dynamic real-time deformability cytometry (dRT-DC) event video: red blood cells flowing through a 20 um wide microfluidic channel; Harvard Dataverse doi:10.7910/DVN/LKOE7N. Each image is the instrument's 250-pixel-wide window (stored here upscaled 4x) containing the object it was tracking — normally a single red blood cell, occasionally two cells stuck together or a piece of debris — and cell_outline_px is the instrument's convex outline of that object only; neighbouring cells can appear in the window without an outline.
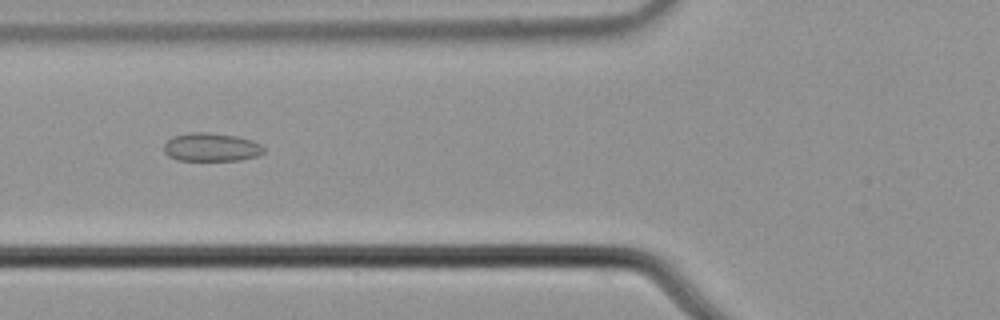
{"species": "common noctule bat (a hibernating species)", "species_latin": "Nyctalus noctula", "temperature_condition": "cold", "stored_images_in_passage": 7, "camera_frame_rate_fps": 3000, "um_per_image_px": 0.085, "animal": {"sex": "male", "body_mass_g": 21.5, "forearm_length_mm": 52.0}, "frame": {"image": 1, "passage_image": 6, "time_ms": 1.667, "image_size_px": [1000, 320], "cell_outline_px": [[264, 152], [256, 156], [240, 160], [176, 160], [168, 156], [164, 152], [164, 144], [172, 136], [188, 132], [208, 132], [236, 136], [252, 140], [260, 144], [264, 148]], "centroid_in_image_um": [17.93, 12.5], "position_along_channel_um": 107.9, "area_um2": 16.59}}
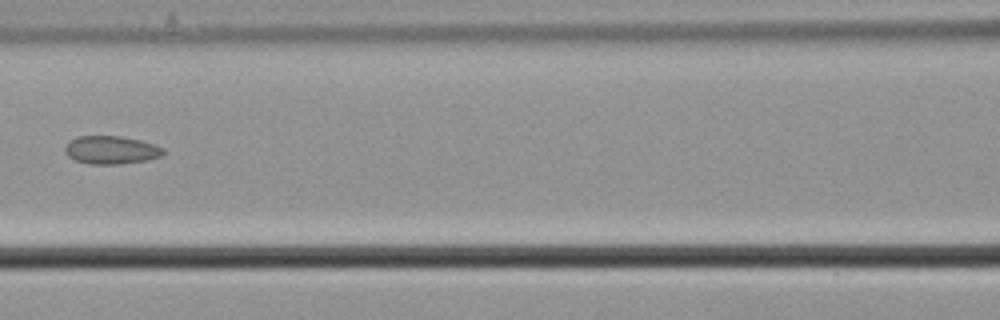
{"frame": {"image": 2, "passage_image": 7, "time_ms": 2.0, "image_size_px": [1000, 320], "cell_outline_px": [[164, 156], [148, 160], [120, 164], [88, 164], [76, 160], [68, 156], [64, 148], [76, 136], [120, 136], [140, 140], [164, 148]], "centroid_in_image_um": [9.48, 12.75], "position_along_channel_um": 157.1, "area_um2": 16.07}}